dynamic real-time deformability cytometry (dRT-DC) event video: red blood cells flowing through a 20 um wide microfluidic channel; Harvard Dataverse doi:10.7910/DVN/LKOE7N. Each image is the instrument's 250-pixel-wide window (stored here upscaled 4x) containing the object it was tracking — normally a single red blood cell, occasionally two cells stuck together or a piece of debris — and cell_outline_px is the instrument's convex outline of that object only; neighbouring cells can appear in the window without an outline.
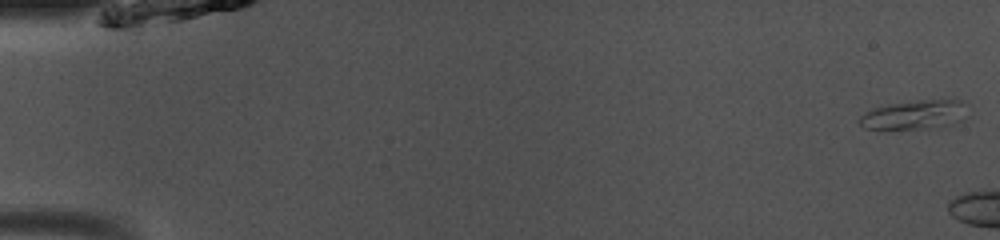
{"species": "common noctule bat (a hibernating species)", "species_latin": "Nyctalus noctula", "temperature_condition": "room temperature", "stored_images_in_passage": 7, "camera_frame_rate_fps": 3000, "um_per_image_px": 0.085, "animal": {"sex": "male", "body_mass_g": 13.0, "forearm_length_mm": 53.1}, "frame": {"image": 1, "passage_image": 1, "time_ms": 0.0, "image_size_px": [1000, 240], "cell_outline_px": [[960, 120], [952, 124], [936, 128], [864, 128], [860, 124], [860, 116], [864, 112], [888, 104], [920, 100], [960, 100]], "centroid_in_image_um": [77.61, 9.76], "position_along_channel_um": 7.4, "area_um2": 17.34}}